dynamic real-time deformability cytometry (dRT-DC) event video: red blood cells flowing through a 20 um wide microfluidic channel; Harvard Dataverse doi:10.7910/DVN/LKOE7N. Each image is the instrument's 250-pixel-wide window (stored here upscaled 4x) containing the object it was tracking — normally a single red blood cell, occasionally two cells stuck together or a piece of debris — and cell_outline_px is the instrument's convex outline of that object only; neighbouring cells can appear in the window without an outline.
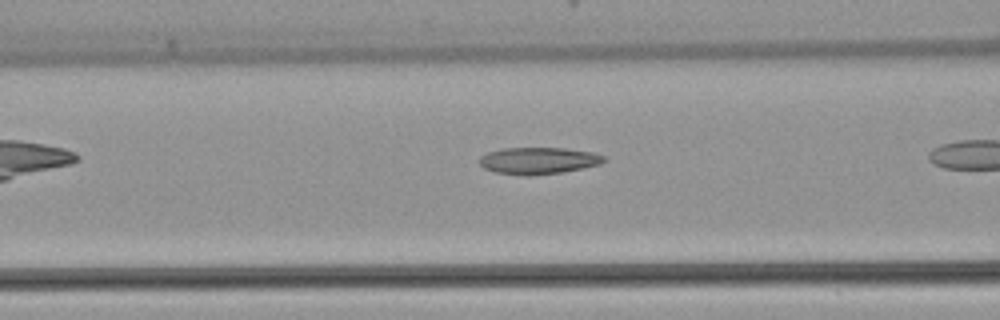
{"species": "common noctule bat (a hibernating species)", "species_latin": "Nyctalus noctula", "temperature_condition": "warm", "stored_images_in_passage": 19, "camera_frame_rate_fps": 3000, "um_per_image_px": 0.085, "animal": {"sex": "female", "body_mass_g": 22.7, "forearm_length_mm": 54.2}, "frame": {"image": 1, "passage_image": 6, "time_ms": 1.667, "image_size_px": [1000, 320], "cell_outline_px": [[608, 160], [600, 164], [564, 172], [528, 176], [524, 176], [496, 172], [484, 168], [480, 164], [480, 156], [488, 152], [504, 148], [564, 148], [596, 152], [604, 156]], "centroid_in_image_um": [45.81, 13.65], "position_along_channel_um": 120.8, "area_um2": 19.59}}
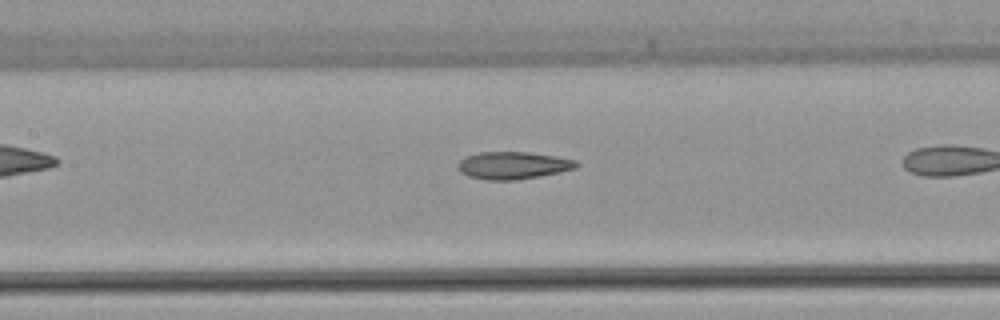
{"frame": {"image": 2, "passage_image": 9, "time_ms": 2.667, "image_size_px": [1000, 320], "cell_outline_px": [[580, 164], [576, 168], [560, 172], [540, 176], [516, 180], [484, 180], [468, 176], [460, 172], [456, 164], [464, 156], [476, 152], [528, 152], [560, 156], [576, 160]], "centroid_in_image_um": [43.6, 14.05], "position_along_channel_um": 163.8, "area_um2": 19.31}}